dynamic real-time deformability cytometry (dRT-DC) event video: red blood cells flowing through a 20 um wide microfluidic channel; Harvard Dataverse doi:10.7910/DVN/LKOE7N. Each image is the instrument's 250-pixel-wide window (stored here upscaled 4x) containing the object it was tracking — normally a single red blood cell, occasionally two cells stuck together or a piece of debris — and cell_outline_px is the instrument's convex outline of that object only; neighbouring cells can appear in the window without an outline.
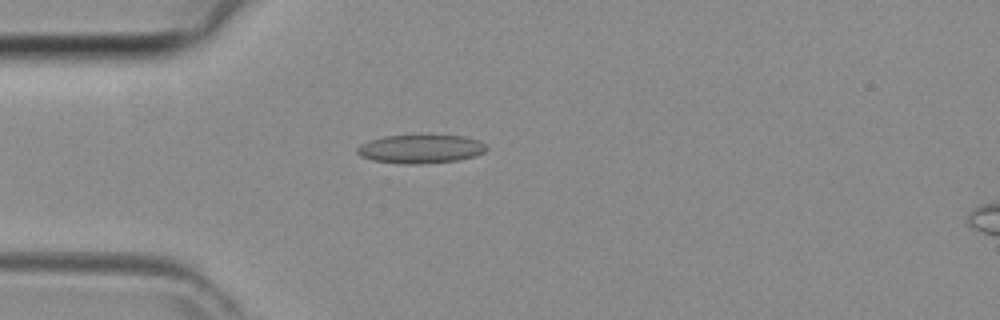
{"species": "common noctule bat (a hibernating species)", "species_latin": "Nyctalus noctula", "temperature_condition": "room temperature", "stored_images_in_passage": 44, "camera_frame_rate_fps": 3000, "um_per_image_px": 0.085, "animal": {"sex": "female", "body_mass_g": 29.2, "forearm_length_mm": 56.3}, "frame": {"image": 1, "passage_image": 12, "time_ms": 3.667, "image_size_px": [1000, 320], "cell_outline_px": [[488, 148], [484, 152], [476, 156], [456, 160], [420, 164], [408, 164], [372, 160], [360, 156], [356, 152], [356, 148], [360, 144], [384, 136], [420, 132], [432, 132], [464, 136], [480, 140]], "centroid_in_image_um": [35.78, 12.59], "position_along_channel_um": 49.2, "area_um2": 22.66}}
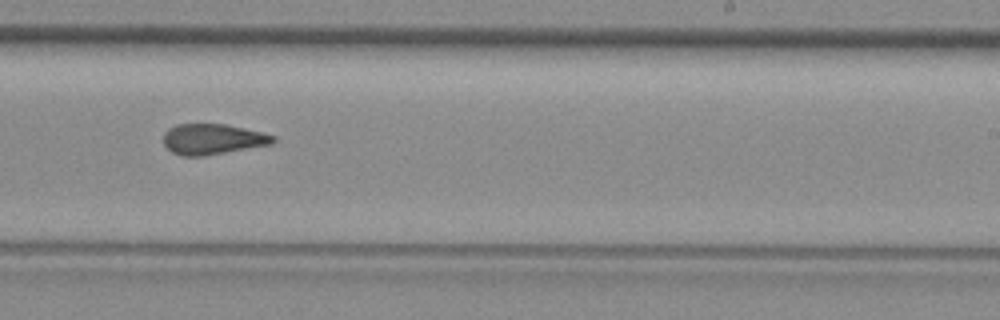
{"frame": {"image": 2, "passage_image": 27, "time_ms": 8.667, "image_size_px": [1000, 320], "cell_outline_px": [[276, 140], [272, 144], [200, 156], [180, 156], [172, 152], [164, 144], [164, 132], [168, 128], [176, 124], [224, 124], [264, 132], [276, 136]], "centroid_in_image_um": [18.07, 11.82], "position_along_channel_um": 270.9, "area_um2": 19.48}}
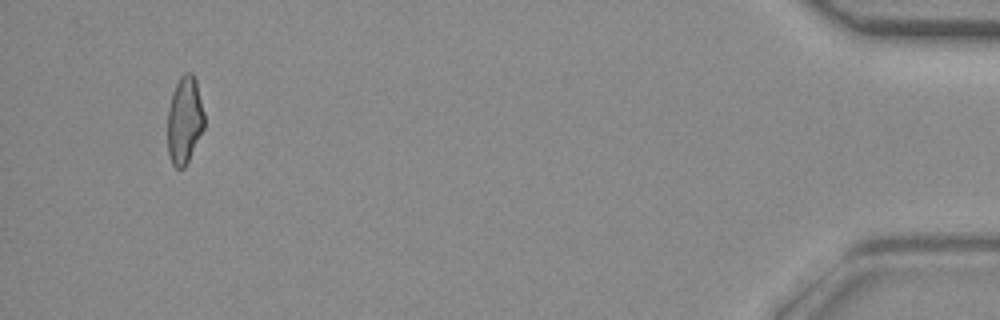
{"frame": {"image": 3, "passage_image": 42, "time_ms": 13.667, "image_size_px": [1000, 320], "cell_outline_px": [[204, 128], [184, 168], [176, 168], [172, 164], [168, 152], [168, 108], [172, 92], [180, 76], [184, 72], [192, 72], [196, 80], [204, 112]], "centroid_in_image_um": [15.68, 10.18], "position_along_channel_um": 419.5, "area_um2": 18.67}}